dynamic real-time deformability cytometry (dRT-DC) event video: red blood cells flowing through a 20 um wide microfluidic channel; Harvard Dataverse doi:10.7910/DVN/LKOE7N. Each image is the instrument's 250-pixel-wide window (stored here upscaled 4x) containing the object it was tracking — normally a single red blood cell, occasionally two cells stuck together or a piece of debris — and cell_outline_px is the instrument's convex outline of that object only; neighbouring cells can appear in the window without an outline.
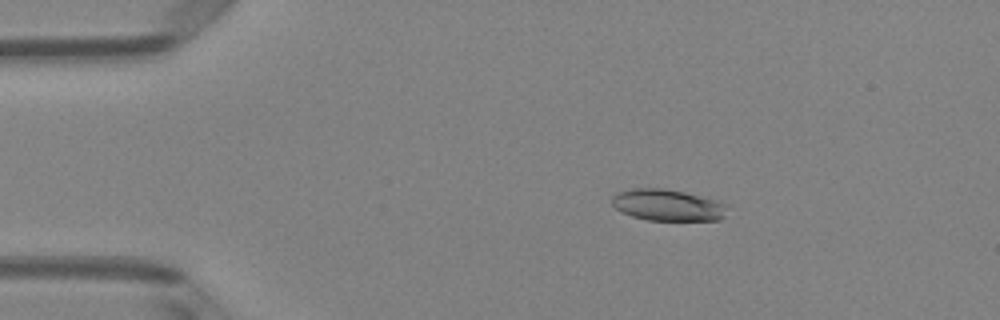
{"species": "Egyptian fruit bat (a non-hibernating species)", "species_latin": "Rousettus aegyptiacus", "temperature_condition": "room temperature", "stored_images_in_passage": 4, "camera_frame_rate_fps": 3000, "um_per_image_px": 0.085, "animal": {"sex": "female"}, "frame": {"image": 1, "passage_image": 2, "time_ms": 0.333, "image_size_px": [1000, 320], "cell_outline_px": [[728, 204], [724, 216], [720, 220], [648, 220], [632, 216], [620, 212], [612, 204], [612, 196], [616, 192], [632, 188], [664, 188], [684, 192], [720, 200]], "centroid_in_image_um": [56.76, 17.42], "position_along_channel_um": 28.2, "area_um2": 21.44}}